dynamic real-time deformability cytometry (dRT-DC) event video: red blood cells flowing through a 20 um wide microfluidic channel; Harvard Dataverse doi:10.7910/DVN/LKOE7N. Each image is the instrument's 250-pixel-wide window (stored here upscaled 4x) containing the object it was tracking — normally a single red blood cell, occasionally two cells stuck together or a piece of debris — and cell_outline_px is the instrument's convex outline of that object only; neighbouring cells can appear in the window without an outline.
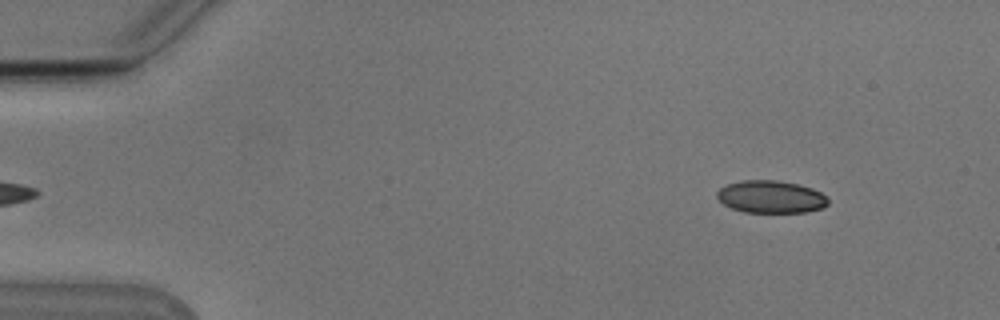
{"species": "Egyptian fruit bat (a non-hibernating species)", "species_latin": "Rousettus aegyptiacus", "temperature_condition": "cold", "stored_images_in_passage": 51, "camera_frame_rate_fps": 3000, "um_per_image_px": 0.085, "animal": {"sex": "male"}, "frame": {"image": 1, "passage_image": 3, "time_ms": 0.667, "image_size_px": [1000, 320], "cell_outline_px": [[828, 204], [820, 208], [808, 212], [744, 212], [732, 208], [724, 204], [716, 196], [716, 192], [720, 188], [728, 184], [740, 180], [776, 180], [796, 184], [812, 188], [820, 192], [828, 200]], "centroid_in_image_um": [65.5, 16.73], "position_along_channel_um": 19.5, "area_um2": 20.87}}
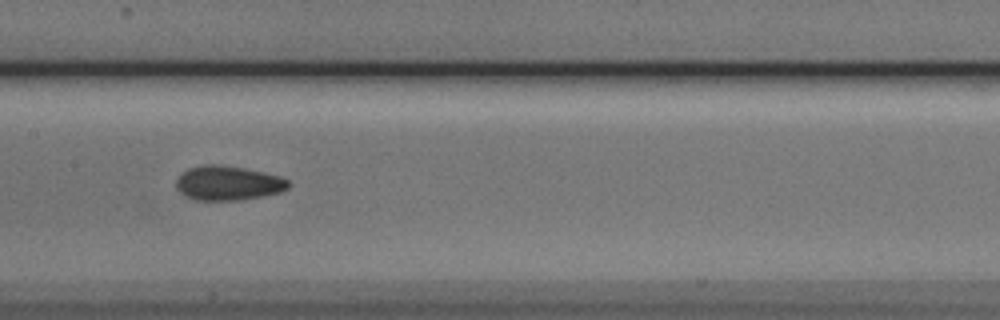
{"frame": {"image": 2, "passage_image": 24, "time_ms": 7.667, "image_size_px": [1000, 320], "cell_outline_px": [[288, 188], [280, 192], [264, 196], [240, 200], [196, 200], [184, 196], [176, 188], [176, 180], [188, 168], [204, 164], [216, 164], [244, 168], [264, 172], [280, 176], [288, 180]], "centroid_in_image_um": [19.37, 15.57], "position_along_channel_um": 188.0, "area_um2": 22.54}}
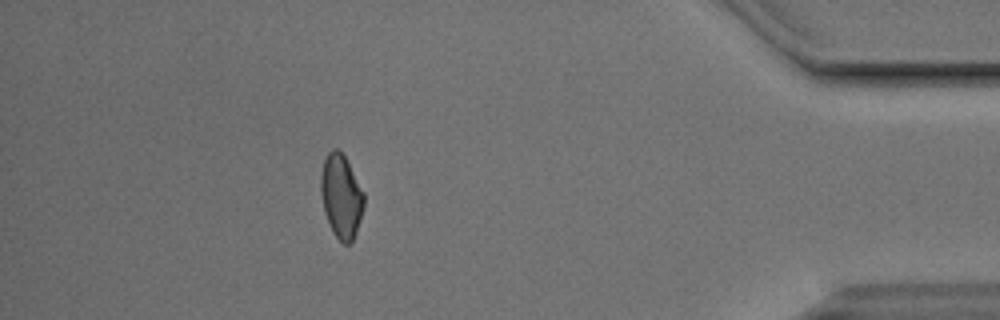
{"frame": {"image": 3, "passage_image": 45, "time_ms": 14.667, "image_size_px": [1000, 320], "cell_outline_px": [[364, 204], [356, 232], [352, 240], [348, 244], [344, 244], [332, 232], [324, 212], [320, 192], [320, 176], [324, 160], [328, 152], [332, 148], [336, 148], [344, 156], [364, 192]], "centroid_in_image_um": [28.98, 16.68], "position_along_channel_um": 406.2, "area_um2": 20.87}, "authors_computed_cell_mechanics": {"area_um2": 21.5594, "velocity_mm_per_s": 3.7976, "shape_relaxation_time_tau1_ms": 8.8104, "shape_relaxation_time_tau2_ms": 1.8572, "deformation_change_tau1": 0.1357, "deformation_change_tau2": 0.0606}}